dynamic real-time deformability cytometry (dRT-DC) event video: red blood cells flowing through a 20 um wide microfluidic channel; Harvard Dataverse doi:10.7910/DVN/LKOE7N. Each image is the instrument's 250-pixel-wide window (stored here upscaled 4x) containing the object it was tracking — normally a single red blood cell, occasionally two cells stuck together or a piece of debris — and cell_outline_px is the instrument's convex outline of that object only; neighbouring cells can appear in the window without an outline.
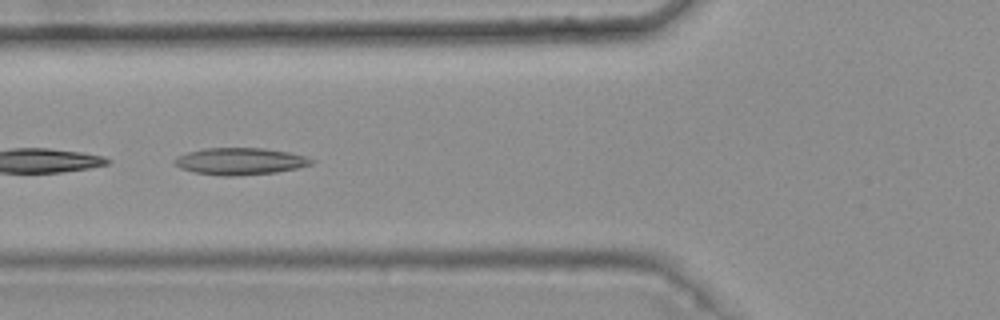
{"species": "common noctule bat (a hibernating species)", "species_latin": "Nyctalus noctula", "temperature_condition": "warm", "stored_images_in_passage": 9, "camera_frame_rate_fps": 3000, "um_per_image_px": 0.085, "animal": {"sex": "female", "body_mass_g": 25.1}, "frame": {"image": 1, "passage_image": 4, "time_ms": 1.0, "image_size_px": [1000, 320], "cell_outline_px": [[316, 160], [312, 164], [296, 168], [276, 172], [232, 176], [224, 176], [192, 172], [180, 168], [172, 160], [176, 156], [188, 152], [204, 148], [264, 148], [288, 152], [304, 156]], "centroid_in_image_um": [20.38, 13.7], "position_along_channel_um": 105.4, "area_um2": 21.44}}